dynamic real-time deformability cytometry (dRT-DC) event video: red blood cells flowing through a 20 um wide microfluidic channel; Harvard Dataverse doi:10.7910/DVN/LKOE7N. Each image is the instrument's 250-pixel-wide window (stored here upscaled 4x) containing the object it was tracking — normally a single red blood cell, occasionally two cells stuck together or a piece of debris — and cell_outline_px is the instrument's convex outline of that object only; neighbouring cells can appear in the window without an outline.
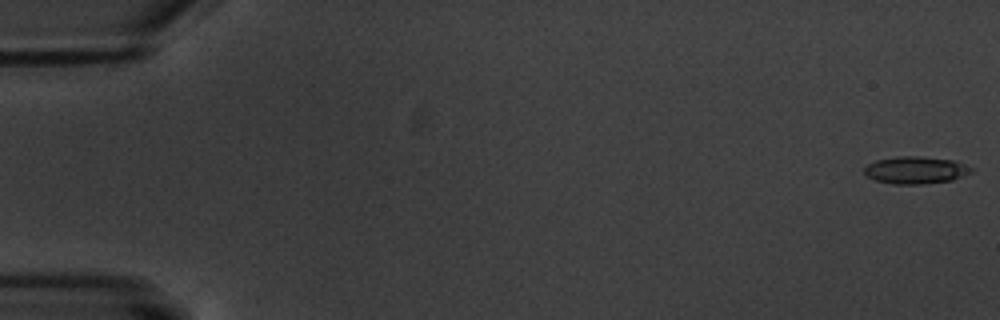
{"species": "common noctule bat (a hibernating species)", "species_latin": "Nyctalus noctula", "temperature_condition": "warm", "stored_images_in_passage": 6, "camera_frame_rate_fps": 3000, "um_per_image_px": 0.085, "animal": {"sex": "male", "body_mass_g": 20.1, "forearm_length_mm": 53.5}, "frame": {"image": 1, "passage_image": 1, "time_ms": 0.0, "image_size_px": [1000, 320], "cell_outline_px": [[972, 172], [952, 180], [920, 184], [892, 184], [876, 180], [868, 176], [864, 172], [864, 168], [868, 164], [876, 160], [900, 156], [916, 156], [952, 160], [964, 164], [972, 168]], "centroid_in_image_um": [77.81, 14.46], "position_along_channel_um": 7.2, "area_um2": 16.76}}
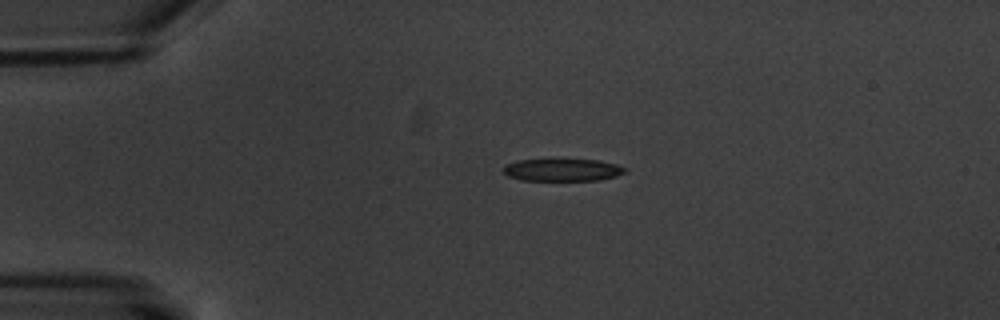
{"frame": {"image": 2, "passage_image": 4, "time_ms": 4.333, "image_size_px": [1000, 320], "cell_outline_px": [[628, 172], [616, 176], [600, 180], [520, 180], [508, 176], [504, 172], [504, 164], [516, 160], [560, 156], [600, 160], [616, 164], [628, 168]], "centroid_in_image_um": [47.82, 14.38], "position_along_channel_um": 37.2, "area_um2": 17.11}}
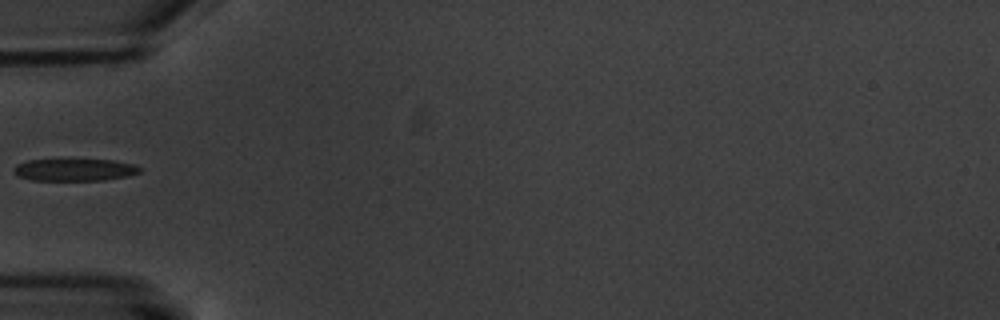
{"frame": {"image": 3, "passage_image": 6, "time_ms": 6.667, "image_size_px": [1000, 320], "cell_outline_px": [[140, 172], [128, 176], [104, 180], [32, 180], [16, 176], [12, 172], [12, 168], [16, 164], [28, 160], [112, 160], [132, 164], [140, 168]], "centroid_in_image_um": [6.27, 14.44], "position_along_channel_um": 78.7, "area_um2": 16.24}}